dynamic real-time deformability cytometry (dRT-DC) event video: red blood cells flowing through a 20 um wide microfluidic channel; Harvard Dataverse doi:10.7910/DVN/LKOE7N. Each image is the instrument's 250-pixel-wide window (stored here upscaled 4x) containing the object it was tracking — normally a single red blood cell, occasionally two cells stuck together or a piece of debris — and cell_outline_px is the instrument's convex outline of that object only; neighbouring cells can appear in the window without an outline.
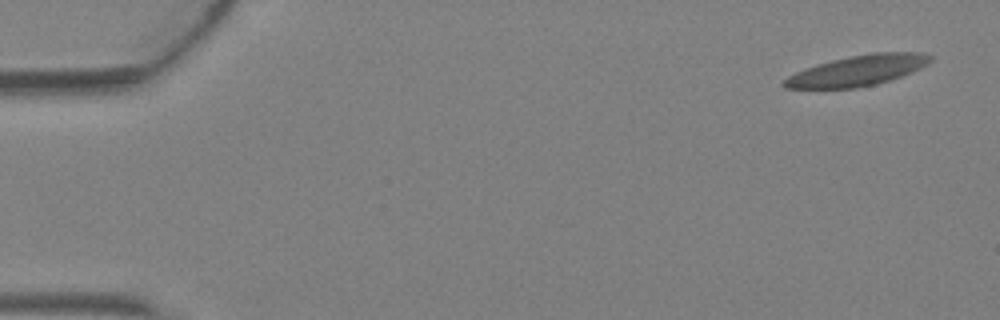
{"species": "Egyptian fruit bat (a non-hibernating species)", "species_latin": "Rousettus aegyptiacus", "temperature_condition": "warm", "stored_images_in_passage": 4, "camera_frame_rate_fps": 3000, "um_per_image_px": 0.085, "animal": {"sex": "female"}, "frame": {"image": 1, "passage_image": 1, "time_ms": 0.0, "image_size_px": [1000, 320], "cell_outline_px": [[932, 60], [928, 64], [912, 72], [876, 84], [856, 88], [784, 88], [780, 84], [788, 76], [796, 72], [816, 64], [832, 60], [872, 52], [924, 52], [932, 56]], "centroid_in_image_um": [72.91, 5.99], "position_along_channel_um": 12.1, "area_um2": 25.89}}